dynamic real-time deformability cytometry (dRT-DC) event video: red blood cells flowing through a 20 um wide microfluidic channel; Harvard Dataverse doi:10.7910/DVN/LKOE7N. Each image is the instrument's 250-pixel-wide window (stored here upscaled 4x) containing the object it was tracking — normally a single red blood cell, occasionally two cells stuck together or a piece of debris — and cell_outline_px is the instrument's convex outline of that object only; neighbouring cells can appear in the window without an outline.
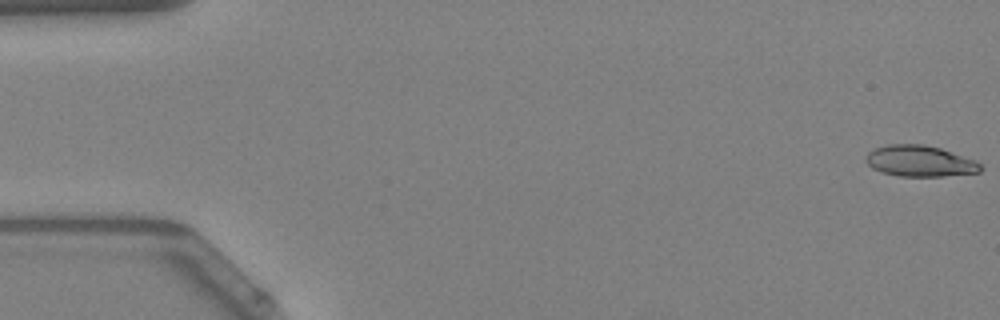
{"species": "Egyptian fruit bat (a non-hibernating species)", "species_latin": "Rousettus aegyptiacus", "temperature_condition": "warm", "stored_images_in_passage": 51, "camera_frame_rate_fps": 3000, "um_per_image_px": 0.085, "animal": {"sex": "female"}, "frame": {"image": 1, "passage_image": 1, "time_ms": 0.0, "image_size_px": [1000, 320], "cell_outline_px": [[984, 168], [980, 172], [944, 176], [900, 176], [884, 172], [872, 168], [864, 160], [864, 156], [868, 152], [876, 148], [888, 144], [924, 144], [940, 148], [976, 160]], "centroid_in_image_um": [78.2, 13.68], "position_along_channel_um": 6.8, "area_um2": 20.81}}
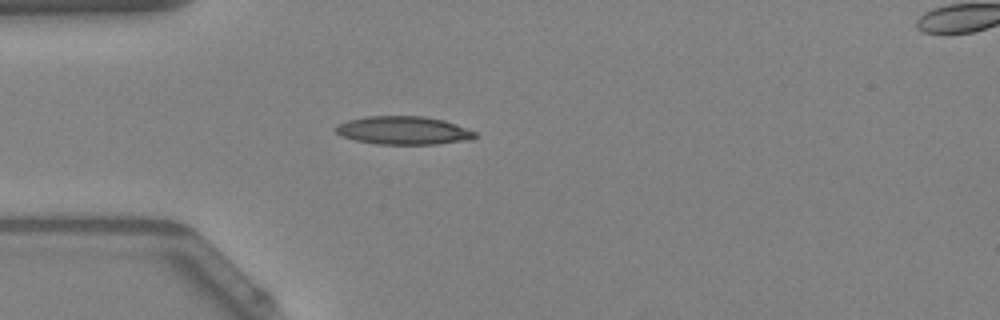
{"frame": {"image": 2, "passage_image": 15, "time_ms": 4.667, "image_size_px": [1000, 320], "cell_outline_px": [[476, 136], [472, 140], [436, 144], [376, 144], [356, 140], [344, 136], [336, 132], [336, 128], [340, 124], [348, 120], [368, 116], [424, 116], [444, 120], [456, 124], [476, 132]], "centroid_in_image_um": [34.35, 11.09], "position_along_channel_um": 50.6, "area_um2": 22.77}}
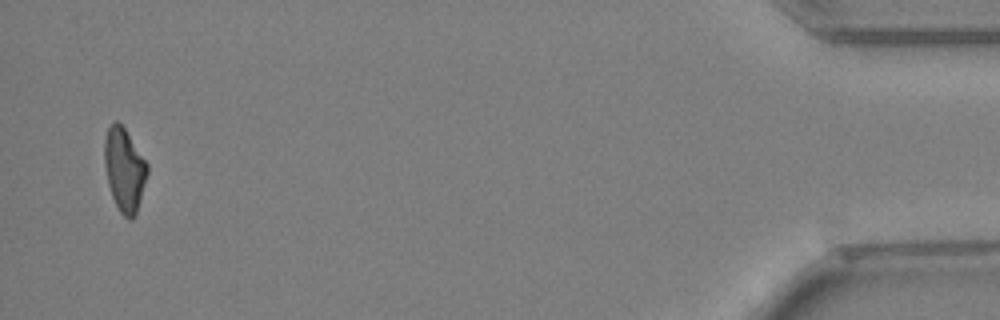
{"frame": {"image": 3, "passage_image": 50, "time_ms": 16.333, "image_size_px": [1000, 320], "cell_outline_px": [[148, 172], [136, 212], [132, 220], [128, 220], [120, 212], [112, 196], [108, 184], [104, 164], [104, 140], [108, 128], [116, 120], [124, 128], [148, 164]], "centroid_in_image_um": [10.56, 14.43], "position_along_channel_um": 424.6, "area_um2": 20.52}, "authors_computed_cell_mechanics": {"area_um2": 21.4438, "velocity_mm_per_s": 4.042, "shape_relaxation_time_tau1_ms": null, "shape_relaxation_time_tau2_ms": 4.8415, "deformation_change_tau1": null, "deformation_change_tau2": 0.1568}}